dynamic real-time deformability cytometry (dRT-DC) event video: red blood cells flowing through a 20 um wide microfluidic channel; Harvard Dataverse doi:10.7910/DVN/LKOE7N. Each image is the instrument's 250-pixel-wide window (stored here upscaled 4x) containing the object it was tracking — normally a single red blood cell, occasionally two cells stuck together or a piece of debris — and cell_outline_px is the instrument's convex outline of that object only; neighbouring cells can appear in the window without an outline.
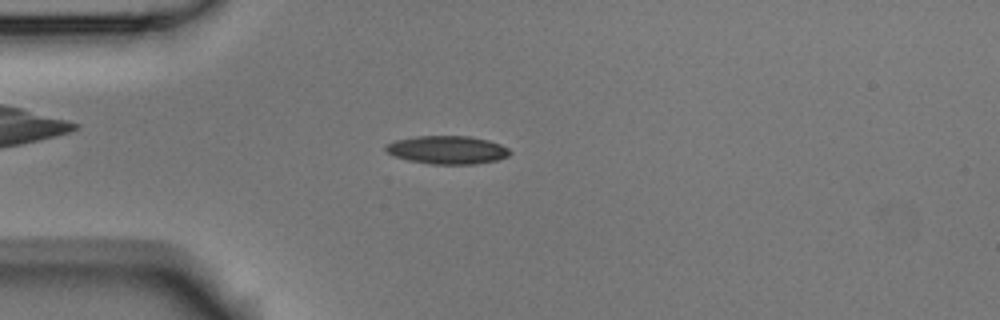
{"species": "Egyptian fruit bat (a non-hibernating species)", "species_latin": "Rousettus aegyptiacus", "temperature_condition": "room temperature", "stored_images_in_passage": 4, "camera_frame_rate_fps": 3000, "um_per_image_px": 0.085, "animal": {"sex": "male"}, "frame": {"image": 1, "passage_image": 3, "time_ms": 0.667, "image_size_px": [1000, 320], "cell_outline_px": [[512, 152], [508, 156], [496, 160], [476, 164], [432, 164], [408, 160], [396, 156], [388, 152], [384, 148], [384, 144], [392, 140], [416, 136], [468, 136], [488, 140], [500, 144], [508, 148]], "centroid_in_image_um": [38.0, 12.73], "position_along_channel_um": 47.0, "area_um2": 20.46}}